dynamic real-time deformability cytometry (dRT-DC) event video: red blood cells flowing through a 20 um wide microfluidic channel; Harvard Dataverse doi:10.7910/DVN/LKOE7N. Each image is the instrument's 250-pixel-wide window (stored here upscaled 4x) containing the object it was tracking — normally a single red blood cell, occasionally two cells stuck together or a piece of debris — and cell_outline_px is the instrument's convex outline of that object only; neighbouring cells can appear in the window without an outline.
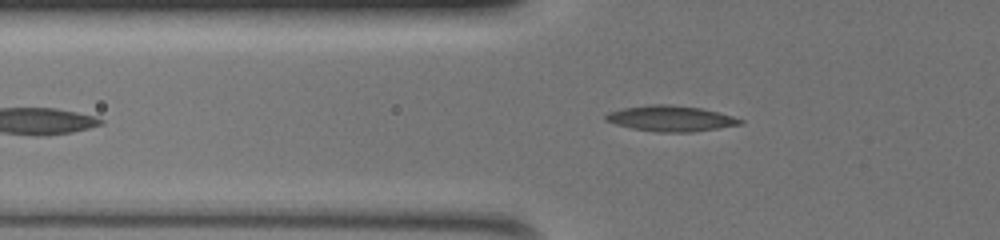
{"species": "common noctule bat (a hibernating species)", "species_latin": "Nyctalus noctula", "temperature_condition": "warm", "stored_images_in_passage": 36, "camera_frame_rate_fps": 3000, "um_per_image_px": 0.085, "animal": {"sex": "female", "body_mass_g": 19.5, "forearm_length_mm": 54.1}, "frame": {"image": 1, "passage_image": 4, "time_ms": 1.0, "image_size_px": [1000, 240], "cell_outline_px": [[744, 124], [692, 132], [656, 132], [632, 128], [616, 124], [604, 120], [604, 116], [608, 112], [624, 108], [652, 104], [664, 104], [700, 108], [732, 116], [744, 120]], "centroid_in_image_um": [57.0, 10.08], "position_along_channel_um": 68.8, "area_um2": 19.94}}
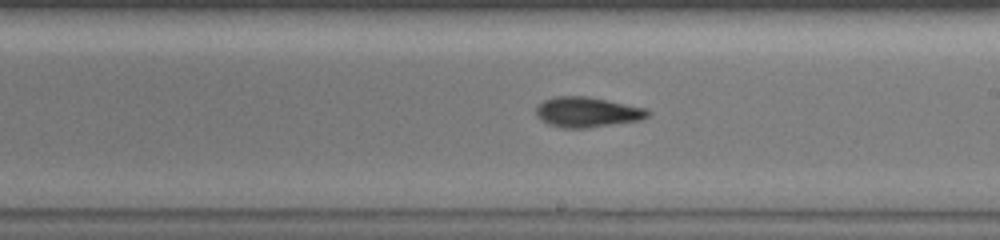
{"frame": {"image": 2, "passage_image": 18, "time_ms": 5.667, "image_size_px": [1000, 240], "cell_outline_px": [[652, 112], [648, 116], [640, 120], [588, 128], [564, 128], [548, 124], [540, 120], [536, 116], [536, 108], [544, 100], [556, 96], [584, 96], [644, 108]], "centroid_in_image_um": [49.88, 9.54], "position_along_channel_um": 239.1, "area_um2": 19.42}}
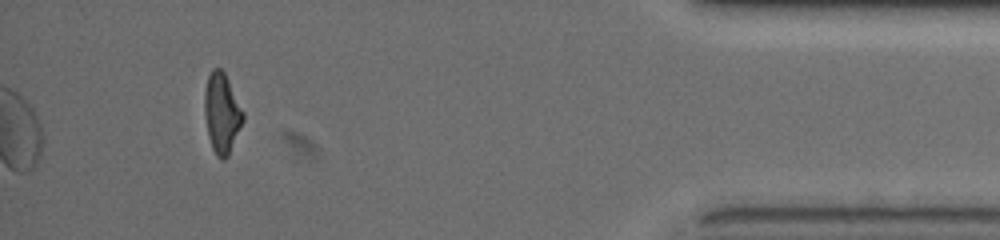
{"frame": {"image": 3, "passage_image": 36, "time_ms": 11.667, "image_size_px": [1000, 240], "cell_outline_px": [[244, 120], [228, 156], [224, 160], [220, 160], [216, 156], [212, 148], [208, 136], [204, 112], [204, 92], [208, 76], [212, 68], [220, 68], [224, 72], [244, 112]], "centroid_in_image_um": [18.85, 9.63], "position_along_channel_um": 416.4, "area_um2": 18.03}, "authors_computed_cell_mechanics": {"area_um2": 19.1318, "velocity_mm_per_s": 3.7611, "shape_relaxation_time_tau1_ms": 4.5298, "shape_relaxation_time_tau2_ms": 3.4685, "deformation_change_tau1": 0.1771, "deformation_change_tau2": 0.1107}}